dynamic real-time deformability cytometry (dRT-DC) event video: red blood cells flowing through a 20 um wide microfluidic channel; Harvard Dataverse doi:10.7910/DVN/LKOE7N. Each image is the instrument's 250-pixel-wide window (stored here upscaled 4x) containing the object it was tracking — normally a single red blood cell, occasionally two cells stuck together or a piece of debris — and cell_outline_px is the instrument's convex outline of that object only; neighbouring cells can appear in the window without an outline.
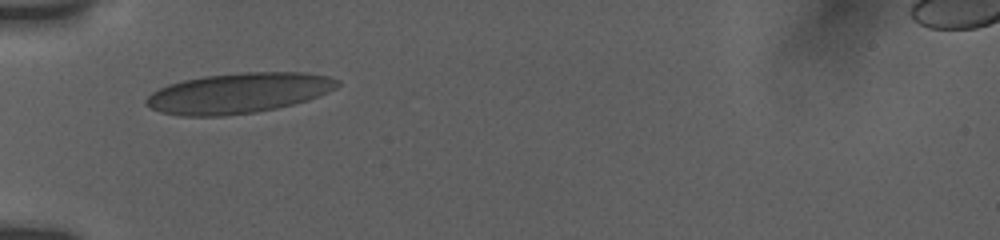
{"species": "human", "species_latin": "Homo sapiens", "temperature_condition": "room temperature", "stored_images_in_passage": 6, "camera_frame_rate_fps": 3000, "um_per_image_px": 0.085, "donor": {"sex": "female"}, "frame": {"image": 1, "passage_image": 1, "time_ms": 0.0, "image_size_px": [1000, 240], "cell_outline_px": [[340, 84], [336, 88], [320, 96], [308, 100], [276, 108], [256, 112], [224, 116], [180, 116], [160, 112], [144, 104], [144, 100], [152, 92], [168, 84], [184, 80], [204, 76], [240, 72], [304, 72], [328, 76], [340, 80]], "centroid_in_image_um": [20.28, 7.91], "position_along_channel_um": 64.7, "area_um2": 45.14}}
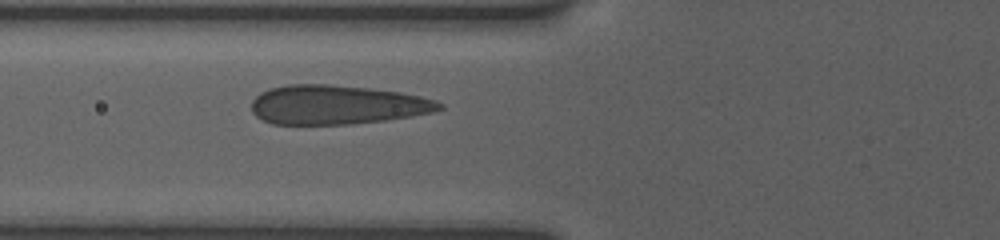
{"frame": {"image": 2, "passage_image": 4, "time_ms": 1.0, "image_size_px": [1000, 240], "cell_outline_px": [[444, 108], [432, 112], [412, 116], [384, 120], [352, 124], [272, 124], [256, 116], [252, 112], [252, 100], [260, 92], [268, 88], [288, 84], [328, 84], [368, 88], [400, 92], [420, 96], [436, 100], [444, 104]], "centroid_in_image_um": [28.63, 8.9], "position_along_channel_um": 97.2, "area_um2": 43.0}}